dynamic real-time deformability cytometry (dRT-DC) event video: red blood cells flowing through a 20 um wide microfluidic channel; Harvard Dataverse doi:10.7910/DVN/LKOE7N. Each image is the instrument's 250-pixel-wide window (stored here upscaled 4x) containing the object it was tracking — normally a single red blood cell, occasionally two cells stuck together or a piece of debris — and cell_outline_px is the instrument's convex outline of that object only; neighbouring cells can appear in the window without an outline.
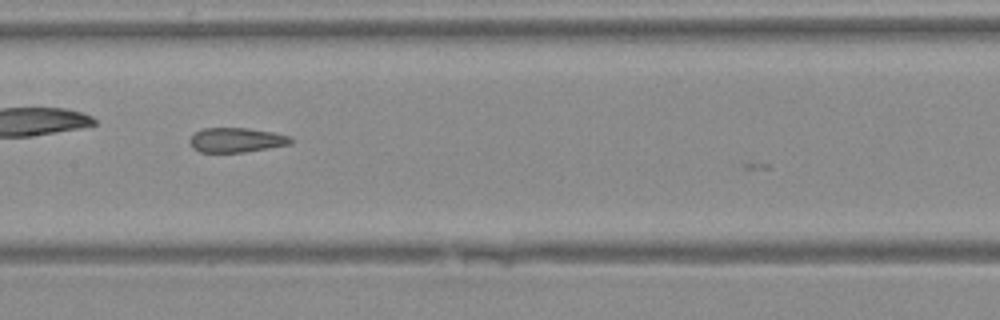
{"species": "Egyptian fruit bat (a non-hibernating species)", "species_latin": "Rousettus aegyptiacus", "temperature_condition": "warm", "stored_images_in_passage": 22, "camera_frame_rate_fps": 3000, "um_per_image_px": 0.085, "animal": {"sex": "female"}, "frame": {"image": 1, "passage_image": 10, "time_ms": 3.0, "image_size_px": [1000, 320], "cell_outline_px": [[296, 140], [292, 144], [244, 152], [200, 152], [192, 148], [188, 140], [196, 132], [204, 128], [248, 128], [272, 132], [292, 136]], "centroid_in_image_um": [20.14, 11.9], "position_along_channel_um": 187.3, "area_um2": 14.62}}
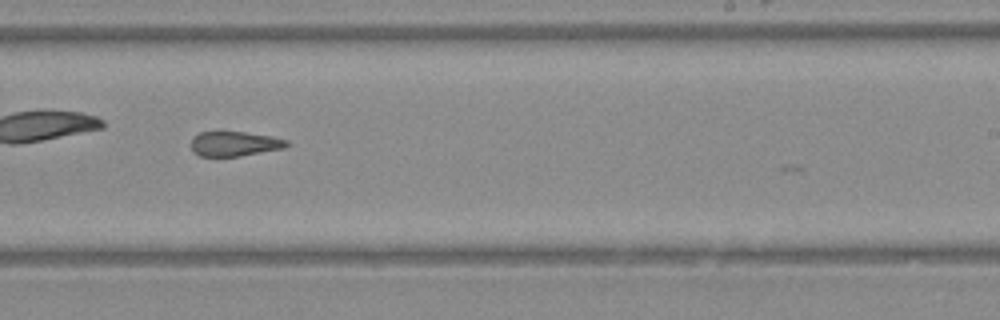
{"frame": {"image": 2, "passage_image": 15, "time_ms": 4.667, "image_size_px": [1000, 320], "cell_outline_px": [[288, 144], [284, 148], [240, 156], [200, 156], [192, 152], [192, 136], [200, 132], [244, 132], [272, 136], [288, 140]], "centroid_in_image_um": [19.92, 12.22], "position_along_channel_um": 269.1, "area_um2": 13.76}}
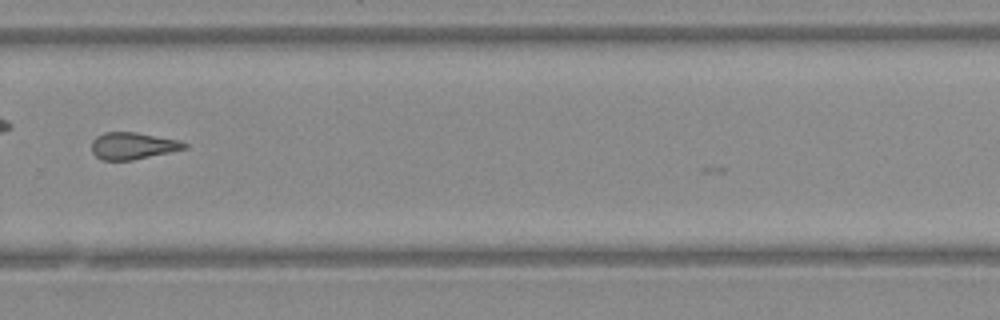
{"frame": {"image": 3, "passage_image": 18, "time_ms": 5.667, "image_size_px": [1000, 320], "cell_outline_px": [[188, 148], [132, 160], [100, 160], [92, 152], [92, 140], [96, 136], [104, 132], [136, 132], [180, 140], [188, 144]], "centroid_in_image_um": [11.29, 12.39], "position_along_channel_um": 318.5, "area_um2": 14.62}}